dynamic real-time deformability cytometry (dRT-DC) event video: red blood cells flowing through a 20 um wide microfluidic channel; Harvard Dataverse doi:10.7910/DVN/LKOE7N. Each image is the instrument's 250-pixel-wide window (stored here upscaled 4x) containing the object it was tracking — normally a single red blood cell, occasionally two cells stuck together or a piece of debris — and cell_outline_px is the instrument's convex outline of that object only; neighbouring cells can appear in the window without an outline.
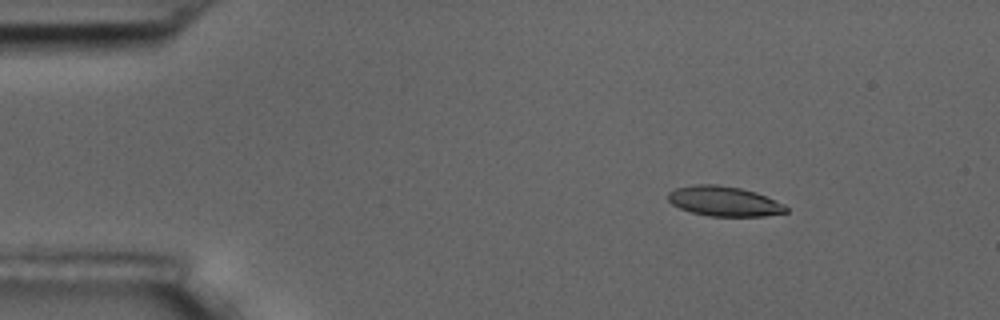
{"species": "common noctule bat (a hibernating species)", "species_latin": "Nyctalus noctula", "temperature_condition": "room temperature", "stored_images_in_passage": 5, "camera_frame_rate_fps": 3000, "um_per_image_px": 0.085, "animal": {"sex": "male", "body_mass_g": 17.5, "forearm_length_mm": 52.3}, "frame": {"image": 1, "passage_image": 3, "time_ms": 2.333, "image_size_px": [1000, 320], "cell_outline_px": [[788, 212], [764, 216], [708, 216], [692, 212], [680, 208], [672, 204], [668, 200], [668, 192], [676, 188], [696, 184], [716, 184], [740, 188], [756, 192], [784, 204], [788, 208]], "centroid_in_image_um": [61.55, 17.1], "position_along_channel_um": 23.5, "area_um2": 20.52}}
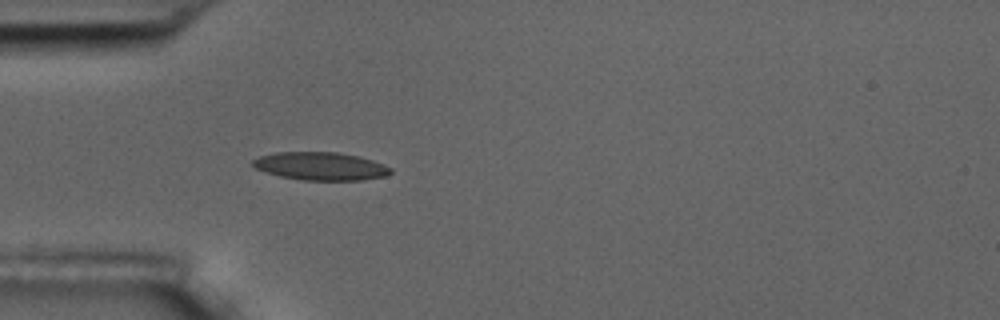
{"frame": {"image": 2, "passage_image": 5, "time_ms": 5.333, "image_size_px": [1000, 320], "cell_outline_px": [[392, 172], [384, 176], [364, 180], [304, 180], [280, 176], [256, 168], [252, 164], [252, 160], [260, 156], [276, 152], [336, 152], [356, 156], [372, 160], [384, 164], [392, 168]], "centroid_in_image_um": [27.27, 14.12], "position_along_channel_um": 57.7, "area_um2": 22.31}}